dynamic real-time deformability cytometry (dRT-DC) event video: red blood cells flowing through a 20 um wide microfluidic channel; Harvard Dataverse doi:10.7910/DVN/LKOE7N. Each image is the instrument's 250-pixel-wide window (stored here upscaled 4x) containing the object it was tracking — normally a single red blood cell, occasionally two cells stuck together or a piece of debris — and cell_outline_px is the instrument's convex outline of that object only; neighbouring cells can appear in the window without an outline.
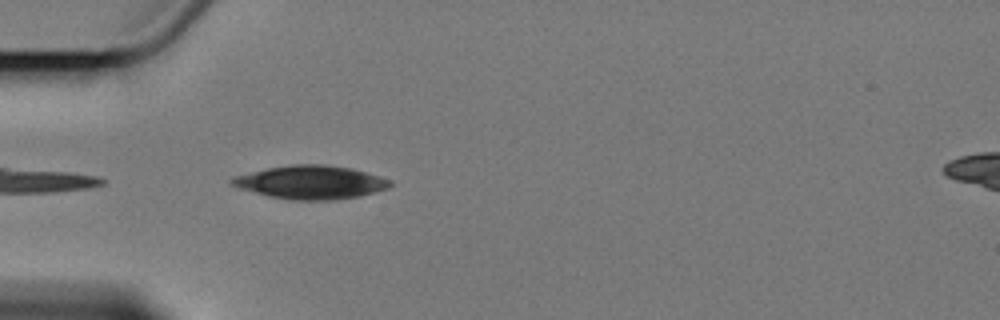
{"species": "Egyptian fruit bat (a non-hibernating species)", "species_latin": "Rousettus aegyptiacus", "temperature_condition": "cold", "stored_images_in_passage": 1, "camera_frame_rate_fps": 3000, "um_per_image_px": 0.085, "animal": {"sex": "female"}, "frame": {"image": 1, "passage_image": 1, "time_ms": 0.0, "image_size_px": [1000, 320], "cell_outline_px": [[392, 184], [388, 188], [360, 196], [328, 200], [296, 200], [272, 196], [240, 188], [228, 184], [228, 180], [232, 176], [268, 168], [292, 164], [328, 164], [352, 168], [392, 180]], "centroid_in_image_um": [26.41, 15.47], "position_along_channel_um": 58.6, "area_um2": 30.69}}